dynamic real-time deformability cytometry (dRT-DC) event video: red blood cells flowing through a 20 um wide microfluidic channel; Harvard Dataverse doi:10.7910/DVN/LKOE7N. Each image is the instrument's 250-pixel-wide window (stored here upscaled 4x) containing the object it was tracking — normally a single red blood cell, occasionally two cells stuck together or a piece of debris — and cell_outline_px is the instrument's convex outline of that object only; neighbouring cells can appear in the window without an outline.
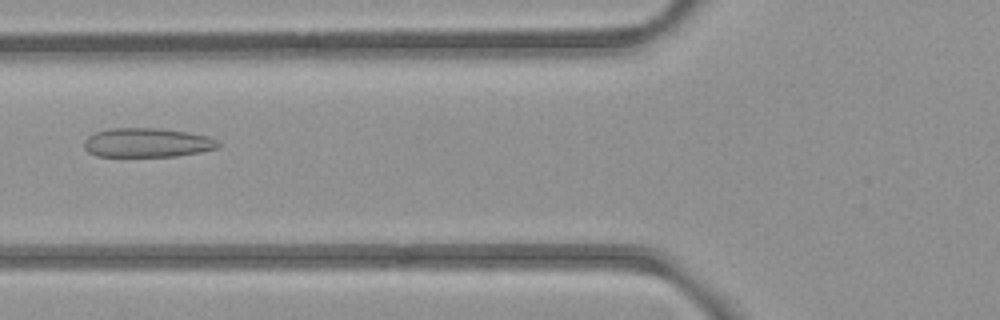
{"species": "common noctule bat (a hibernating species)", "species_latin": "Nyctalus noctula", "temperature_condition": "room temperature", "stored_images_in_passage": 53, "camera_frame_rate_fps": 3000, "um_per_image_px": 0.085, "animal": {"sex": "female", "body_mass_g": 21.9}, "frame": {"image": 1, "passage_image": 21, "time_ms": 6.667, "image_size_px": [1000, 320], "cell_outline_px": [[220, 144], [216, 148], [200, 152], [176, 156], [96, 156], [88, 152], [84, 148], [84, 140], [88, 136], [96, 132], [108, 128], [160, 128], [188, 132], [208, 136], [216, 140]], "centroid_in_image_um": [12.48, 12.12], "position_along_channel_um": 113.3, "area_um2": 22.83}}
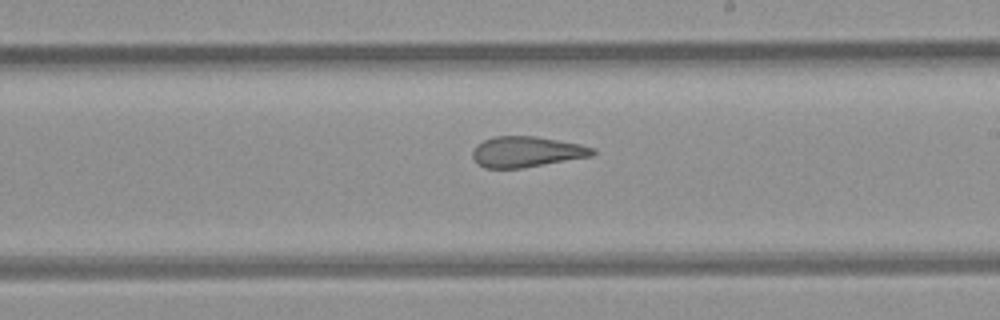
{"frame": {"image": 2, "passage_image": 31, "time_ms": 10.0, "image_size_px": [1000, 320], "cell_outline_px": [[596, 152], [592, 156], [520, 168], [484, 168], [476, 164], [472, 156], [472, 152], [476, 144], [484, 140], [496, 136], [536, 136], [580, 144], [596, 148]], "centroid_in_image_um": [44.74, 12.9], "position_along_channel_um": 244.3, "area_um2": 21.5}}
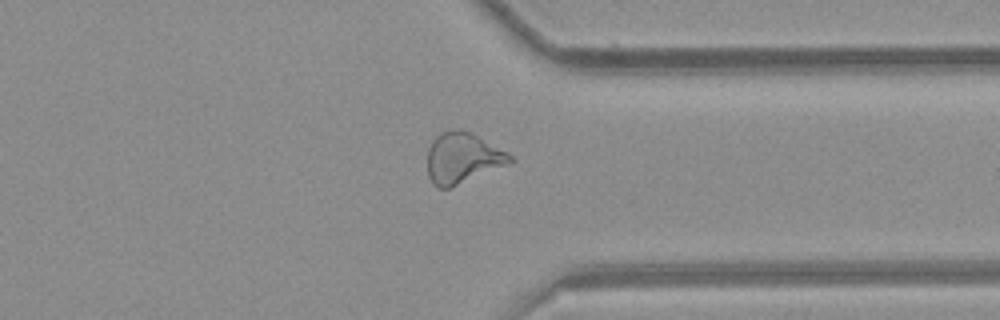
{"frame": {"image": 3, "passage_image": 41, "time_ms": 13.333, "image_size_px": [1000, 320], "cell_outline_px": [[512, 160], [508, 164], [448, 188], [436, 188], [432, 184], [428, 176], [428, 148], [432, 140], [440, 132], [452, 128], [460, 128], [508, 152], [512, 156]], "centroid_in_image_um": [39.26, 13.42], "position_along_channel_um": 372.1, "area_um2": 24.16}, "authors_computed_cell_mechanics": {"area_um2": 25.0274, "velocity_mm_per_s": 3.9281, "shape_relaxation_time_tau1_ms": null, "shape_relaxation_time_tau2_ms": 2.1847, "deformation_change_tau1": null, "deformation_change_tau2": 0.112}}